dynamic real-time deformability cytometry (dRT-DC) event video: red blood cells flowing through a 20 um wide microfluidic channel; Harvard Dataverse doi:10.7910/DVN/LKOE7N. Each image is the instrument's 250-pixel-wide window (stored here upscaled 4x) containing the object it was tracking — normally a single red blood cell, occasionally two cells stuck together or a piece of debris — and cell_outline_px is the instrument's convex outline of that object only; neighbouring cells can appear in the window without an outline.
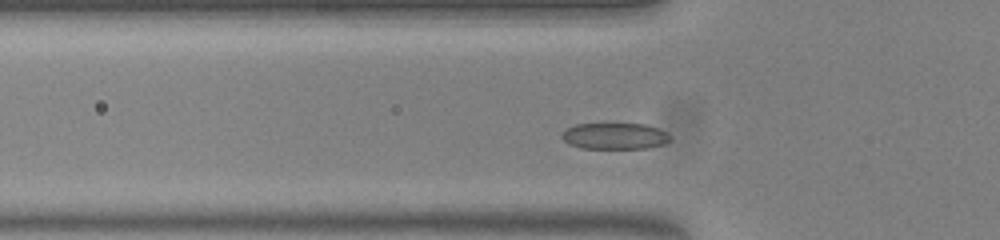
{"species": "common noctule bat (a hibernating species)", "species_latin": "Nyctalus noctula", "temperature_condition": "warm", "stored_images_in_passage": 46, "camera_frame_rate_fps": 3000, "um_per_image_px": 0.085, "animal": {"sex": "female", "body_mass_g": 23.0, "forearm_length_mm": 53.4}, "frame": {"image": 1, "passage_image": 9, "time_ms": 2.667, "image_size_px": [1000, 240], "cell_outline_px": [[668, 140], [664, 144], [648, 148], [580, 148], [568, 144], [560, 136], [568, 128], [576, 124], [644, 124], [668, 132]], "centroid_in_image_um": [52.23, 11.57], "position_along_channel_um": 73.6, "area_um2": 16.42}}
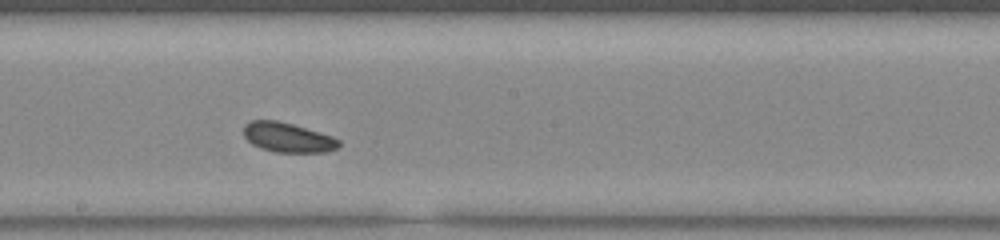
{"frame": {"image": 2, "passage_image": 21, "time_ms": 6.667, "image_size_px": [1000, 240], "cell_outline_px": [[340, 148], [324, 152], [276, 152], [260, 148], [252, 144], [244, 136], [244, 124], [252, 120], [276, 120], [292, 124], [320, 132], [332, 136], [340, 140]], "centroid_in_image_um": [24.47, 11.68], "position_along_channel_um": 223.7, "area_um2": 16.47}}
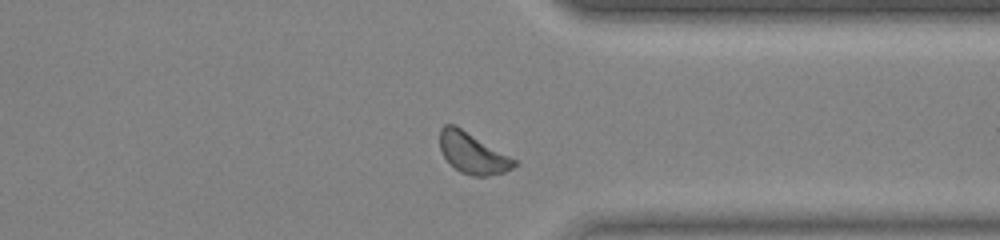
{"frame": {"image": 3, "passage_image": 33, "time_ms": 10.667, "image_size_px": [1000, 240], "cell_outline_px": [[516, 164], [512, 168], [504, 172], [488, 176], [472, 176], [460, 172], [444, 156], [440, 148], [440, 128], [444, 124], [456, 124], [516, 160]], "centroid_in_image_um": [40.16, 12.99], "position_along_channel_um": 371.2, "area_um2": 17.57}, "authors_computed_cell_mechanics": {"area_um2": 16.9932, "velocity_mm_per_s": 3.7472, "shape_relaxation_time_tau1_ms": 1.0837, "shape_relaxation_time_tau2_ms": 4.0436, "deformation_change_tau1": 0.0554, "deformation_change_tau2": 0.0956}}